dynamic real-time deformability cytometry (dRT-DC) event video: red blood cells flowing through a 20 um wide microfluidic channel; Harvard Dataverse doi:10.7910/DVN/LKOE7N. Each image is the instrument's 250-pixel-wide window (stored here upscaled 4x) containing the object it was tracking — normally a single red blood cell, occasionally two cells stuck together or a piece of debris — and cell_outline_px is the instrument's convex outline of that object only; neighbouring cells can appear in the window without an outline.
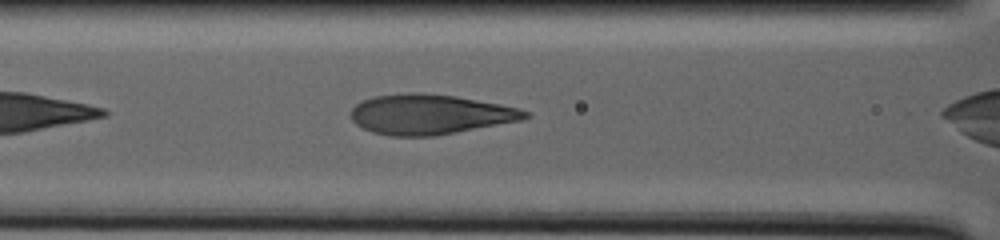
{"species": "human", "species_latin": "Homo sapiens", "temperature_condition": "warm", "stored_images_in_passage": 31, "camera_frame_rate_fps": 3000, "um_per_image_px": 0.085, "donor": {"sex": "male"}, "frame": {"image": 1, "passage_image": 11, "time_ms": 5.0, "image_size_px": [1000, 240], "cell_outline_px": [[532, 116], [520, 120], [436, 136], [388, 136], [372, 132], [356, 124], [352, 120], [352, 108], [356, 104], [372, 96], [412, 92], [420, 92], [456, 96], [500, 104], [520, 108], [528, 112]], "centroid_in_image_um": [36.54, 9.72], "position_along_channel_um": 130.1, "area_um2": 40.58}}
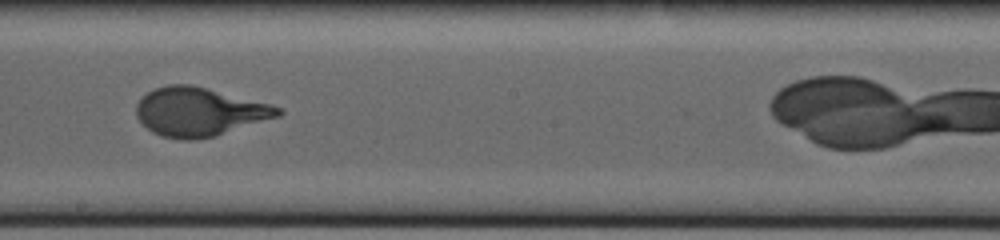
{"frame": {"image": 2, "passage_image": 21, "time_ms": 11.333, "image_size_px": [1000, 240], "cell_outline_px": [[284, 112], [280, 116], [216, 136], [192, 140], [180, 140], [160, 136], [152, 132], [136, 116], [136, 104], [140, 96], [156, 88], [168, 84], [192, 84], [272, 104], [280, 108]], "centroid_in_image_um": [16.94, 9.5], "position_along_channel_um": 231.3, "area_um2": 40.46}}
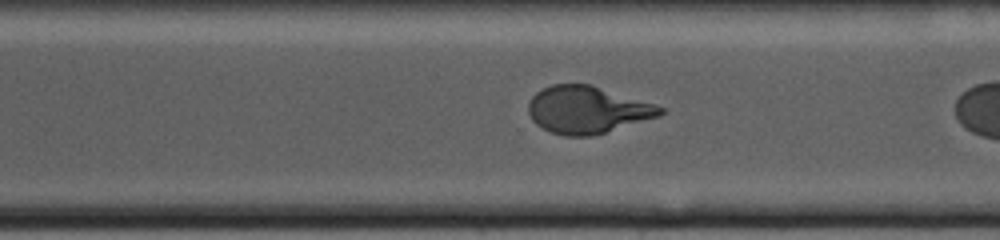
{"frame": {"image": 3, "passage_image": 27, "time_ms": 14.667, "image_size_px": [1000, 240], "cell_outline_px": [[664, 112], [660, 116], [592, 136], [564, 136], [552, 132], [536, 124], [532, 120], [528, 112], [528, 100], [536, 92], [552, 84], [592, 84], [664, 108]], "centroid_in_image_um": [49.88, 9.33], "position_along_channel_um": 320.7, "area_um2": 36.07}}